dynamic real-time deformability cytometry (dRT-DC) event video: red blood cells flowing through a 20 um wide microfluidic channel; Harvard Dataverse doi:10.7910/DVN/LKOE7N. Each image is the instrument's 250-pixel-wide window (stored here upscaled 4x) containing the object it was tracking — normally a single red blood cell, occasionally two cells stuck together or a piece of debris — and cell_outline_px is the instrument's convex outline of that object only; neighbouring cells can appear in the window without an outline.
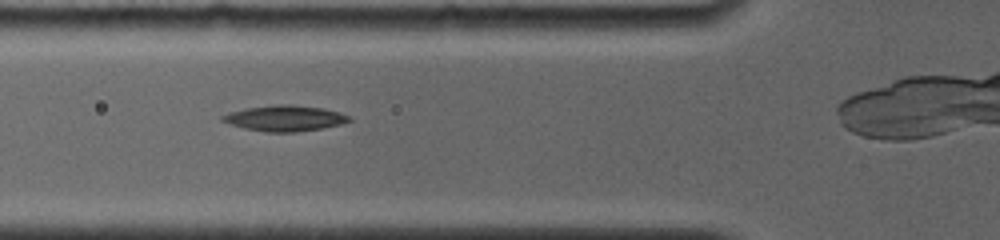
{"species": "common noctule bat (a hibernating species)", "species_latin": "Nyctalus noctula", "temperature_condition": "room temperature", "stored_images_in_passage": 3, "camera_frame_rate_fps": 4000, "um_per_image_px": 0.085, "animal": {"sex": "female", "body_mass_g": 19.0, "forearm_length_mm": 56.7}, "frame": {"image": 1, "passage_image": 2, "time_ms": 1.0, "image_size_px": [1000, 240], "cell_outline_px": [[352, 120], [340, 124], [324, 128], [296, 132], [264, 132], [244, 128], [228, 124], [220, 120], [220, 116], [244, 108], [276, 104], [292, 104], [324, 108], [340, 112], [352, 116]], "centroid_in_image_um": [24.22, 10.05], "position_along_channel_um": 101.6, "area_um2": 19.31}}